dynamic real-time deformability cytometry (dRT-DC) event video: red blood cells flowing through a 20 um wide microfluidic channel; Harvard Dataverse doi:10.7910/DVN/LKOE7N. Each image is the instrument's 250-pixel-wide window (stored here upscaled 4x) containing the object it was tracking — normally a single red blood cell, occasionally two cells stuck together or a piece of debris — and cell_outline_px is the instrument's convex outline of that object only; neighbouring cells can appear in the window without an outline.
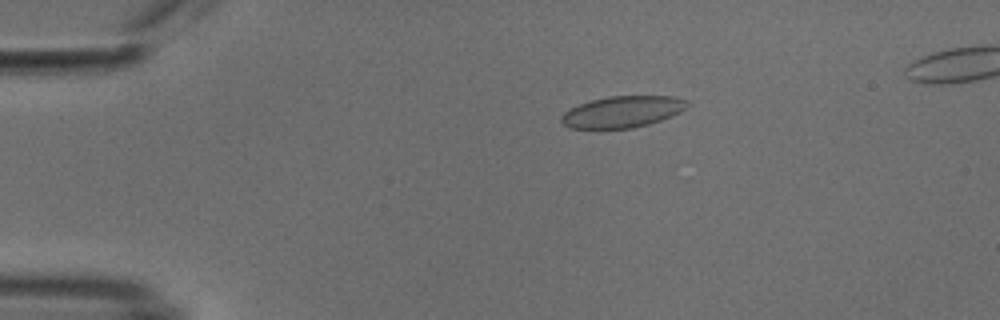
{"species": "common noctule bat (a hibernating species)", "species_latin": "Nyctalus noctula", "temperature_condition": "cold", "stored_images_in_passage": 53, "camera_frame_rate_fps": 3000, "um_per_image_px": 0.085, "animal": {"sex": "male", "body_mass_g": 18.8}, "frame": {"image": 1, "passage_image": 11, "time_ms": 3.333, "image_size_px": [1000, 320], "cell_outline_px": [[692, 104], [680, 112], [672, 116], [648, 124], [632, 128], [568, 128], [560, 120], [560, 116], [564, 112], [580, 104], [592, 100], [608, 96], [676, 96], [688, 100]], "centroid_in_image_um": [52.96, 9.49], "position_along_channel_um": 32.0, "area_um2": 23.12}}
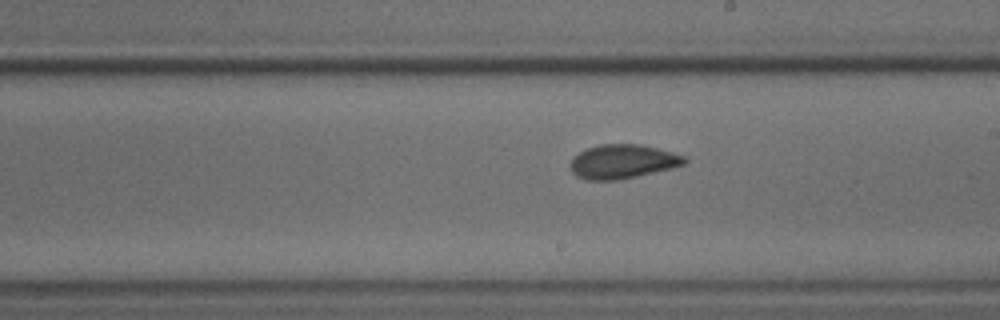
{"frame": {"image": 2, "passage_image": 31, "time_ms": 10.0, "image_size_px": [1000, 320], "cell_outline_px": [[688, 160], [684, 164], [672, 168], [620, 180], [584, 180], [576, 176], [572, 172], [568, 164], [572, 156], [588, 148], [600, 144], [640, 144], [672, 152], [684, 156]], "centroid_in_image_um": [52.88, 13.74], "position_along_channel_um": 236.1, "area_um2": 22.83}}
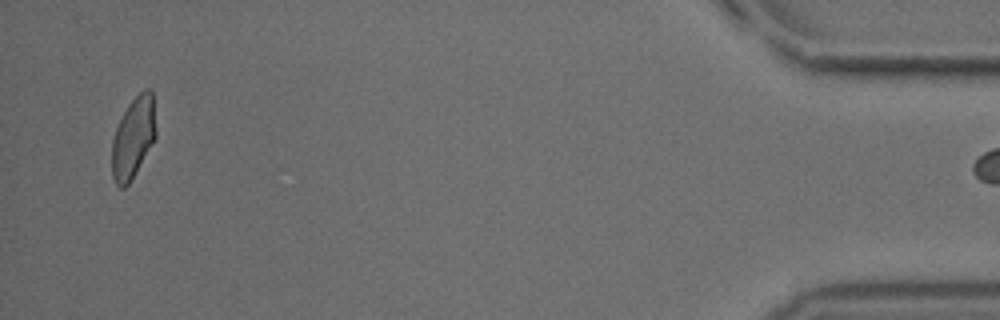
{"frame": {"image": 3, "passage_image": 52, "time_ms": 17.0, "image_size_px": [1000, 320], "cell_outline_px": [[156, 136], [128, 184], [124, 188], [120, 188], [116, 184], [112, 176], [112, 140], [116, 128], [128, 104], [144, 88], [152, 88], [156, 132]], "centroid_in_image_um": [11.32, 11.66], "position_along_channel_um": 423.9, "area_um2": 20.46}}